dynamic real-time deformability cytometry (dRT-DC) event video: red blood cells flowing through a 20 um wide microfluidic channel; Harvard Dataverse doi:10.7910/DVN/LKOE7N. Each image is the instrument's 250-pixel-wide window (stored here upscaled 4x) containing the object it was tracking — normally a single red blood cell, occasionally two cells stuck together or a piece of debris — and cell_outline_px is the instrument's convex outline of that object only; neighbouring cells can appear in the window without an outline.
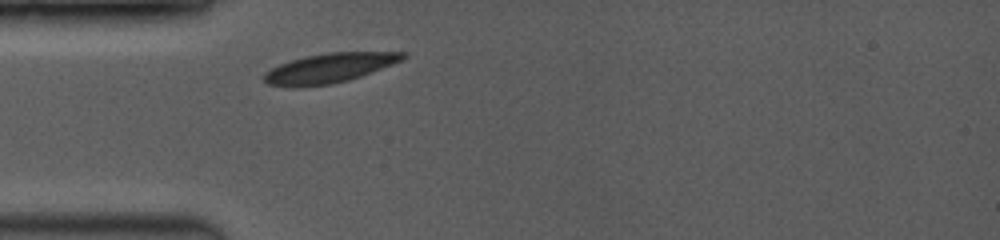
{"species": "common noctule bat (a hibernating species)", "species_latin": "Nyctalus noctula", "temperature_condition": "room temperature", "stored_images_in_passage": 4, "camera_frame_rate_fps": 3500, "um_per_image_px": 0.085, "animal": {"sex": "female", "body_mass_g": 19.0, "forearm_length_mm": 53.3}, "frame": {"image": 1, "passage_image": 1, "time_ms": 0.0, "image_size_px": [1000, 240], "cell_outline_px": [[408, 56], [392, 64], [360, 76], [348, 80], [332, 84], [296, 88], [268, 84], [264, 80], [264, 72], [280, 64], [304, 56], [328, 52], [408, 52]], "centroid_in_image_um": [27.97, 5.79], "position_along_channel_um": 57.0, "area_um2": 23.81}}